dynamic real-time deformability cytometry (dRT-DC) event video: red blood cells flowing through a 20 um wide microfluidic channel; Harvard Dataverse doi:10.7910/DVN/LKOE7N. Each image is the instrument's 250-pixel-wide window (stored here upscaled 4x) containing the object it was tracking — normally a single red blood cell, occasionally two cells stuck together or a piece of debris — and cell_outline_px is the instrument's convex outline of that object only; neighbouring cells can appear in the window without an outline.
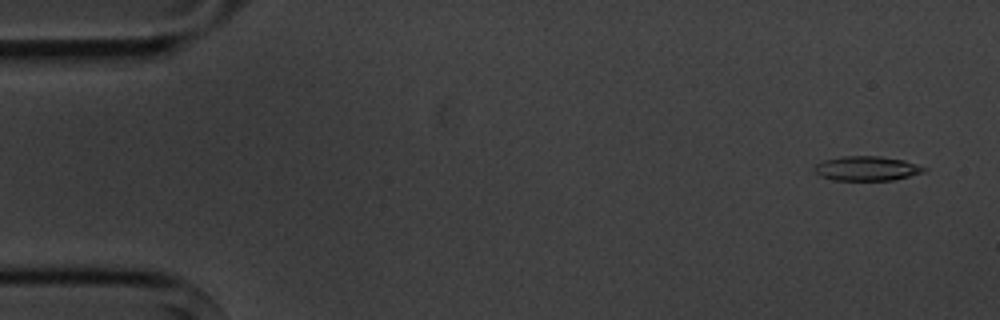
{"species": "common noctule bat (a hibernating species)", "species_latin": "Nyctalus noctula", "temperature_condition": "cold", "stored_images_in_passage": 4, "camera_frame_rate_fps": 3000, "um_per_image_px": 0.085, "animal": {"sex": "male", "body_mass_g": 20.1, "forearm_length_mm": 53.5}, "frame": {"image": 1, "passage_image": 1, "time_ms": 0.0, "image_size_px": [1000, 320], "cell_outline_px": [[928, 168], [924, 172], [892, 180], [832, 180], [820, 176], [816, 172], [816, 164], [824, 160], [840, 156], [880, 156], [904, 160]], "centroid_in_image_um": [73.68, 14.31], "position_along_channel_um": 11.3, "area_um2": 15.55}}
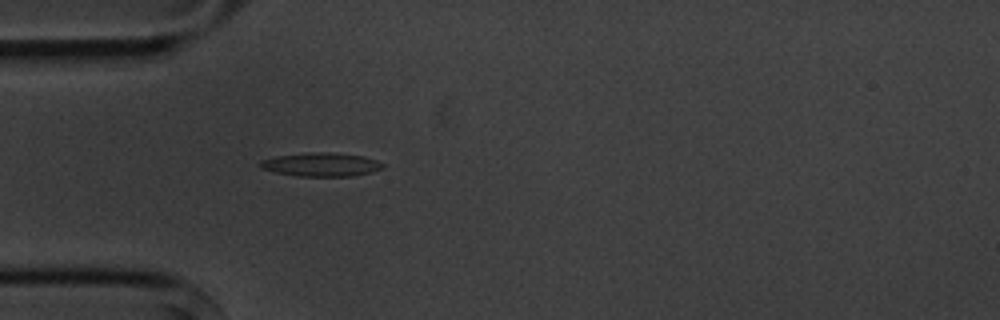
{"frame": {"image": 2, "passage_image": 4, "time_ms": 4.333, "image_size_px": [1000, 320], "cell_outline_px": [[384, 168], [372, 172], [352, 176], [300, 176], [276, 172], [260, 168], [260, 160], [276, 156], [312, 152], [328, 152], [364, 156], [376, 160], [384, 164]], "centroid_in_image_um": [27.32, 13.98], "position_along_channel_um": 57.7, "area_um2": 16.82}}